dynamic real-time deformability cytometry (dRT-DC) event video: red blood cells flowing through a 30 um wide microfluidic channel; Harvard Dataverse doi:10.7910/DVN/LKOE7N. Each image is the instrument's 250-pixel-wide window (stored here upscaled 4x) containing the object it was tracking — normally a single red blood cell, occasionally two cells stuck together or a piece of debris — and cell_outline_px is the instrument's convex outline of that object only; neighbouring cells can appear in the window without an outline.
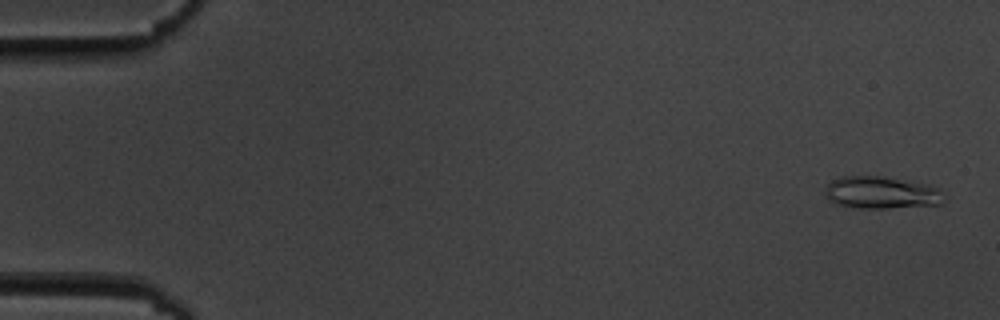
{"species": "common noctule bat (a hibernating species)", "species_latin": "Nyctalus noctula", "temperature_condition": "cold", "stored_images_in_passage": 51, "camera_frame_rate_fps": 3000, "um_per_image_px": 0.085, "animal": {"sex": "male", "body_mass_g": 19.5, "forearm_length_mm": 54.6}, "frame": {"image": 1, "passage_image": 2, "time_ms": 0.333, "image_size_px": [1000, 320], "cell_outline_px": [[948, 196], [944, 204], [888, 208], [852, 208], [832, 204], [828, 200], [824, 192], [828, 184], [832, 180], [840, 176], [884, 176], [924, 184], [940, 188]], "centroid_in_image_um": [74.94, 16.39], "position_along_channel_um": 10.1, "area_um2": 22.95}}
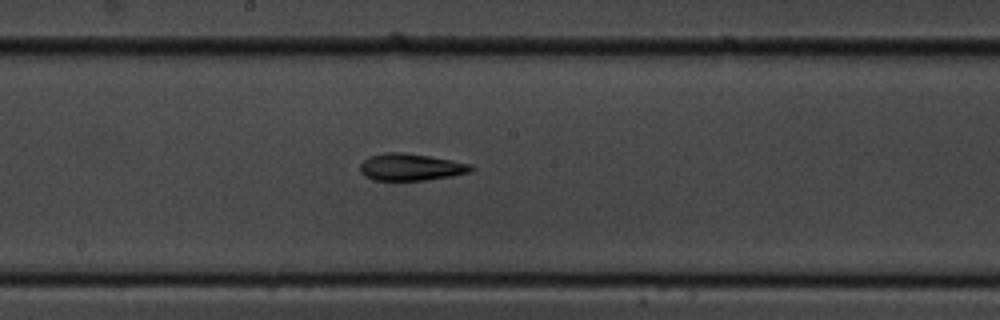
{"frame": {"image": 2, "passage_image": 30, "time_ms": 9.667, "image_size_px": [1000, 320], "cell_outline_px": [[476, 168], [468, 172], [452, 176], [428, 180], [372, 180], [364, 176], [360, 172], [360, 164], [368, 156], [384, 152], [404, 152], [452, 160], [472, 164]], "centroid_in_image_um": [34.9, 14.2], "position_along_channel_um": 213.3, "area_um2": 17.63}}
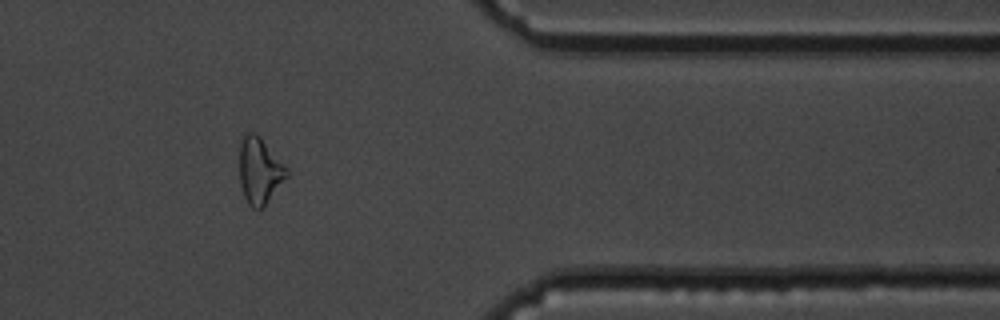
{"frame": {"image": 3, "passage_image": 46, "time_ms": 15.0, "image_size_px": [1000, 320], "cell_outline_px": [[288, 176], [264, 204], [260, 208], [252, 208], [248, 204], [244, 196], [240, 184], [240, 140], [248, 132], [252, 132], [260, 136], [288, 168]], "centroid_in_image_um": [22.06, 14.47], "position_along_channel_um": 389.3, "area_um2": 17.98}}